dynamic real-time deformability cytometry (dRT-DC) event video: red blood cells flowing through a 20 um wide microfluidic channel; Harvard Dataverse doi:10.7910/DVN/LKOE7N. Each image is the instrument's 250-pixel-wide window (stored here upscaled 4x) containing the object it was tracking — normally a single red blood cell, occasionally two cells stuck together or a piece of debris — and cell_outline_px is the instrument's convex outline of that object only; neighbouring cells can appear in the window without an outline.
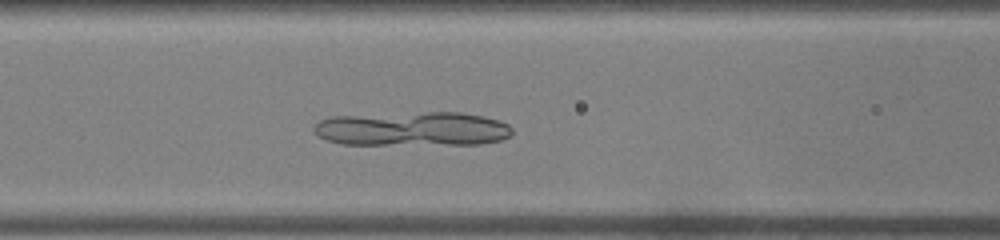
{"species": "common noctule bat (a hibernating species)", "species_latin": "Nyctalus noctula", "temperature_condition": "warm", "stored_images_in_passage": 37, "camera_frame_rate_fps": 3000, "um_per_image_px": 0.085, "animal": {"sex": "male", "body_mass_g": 19.0, "forearm_length_mm": 50.8}, "frame": {"image": 1, "passage_image": 10, "time_ms": 3.0, "image_size_px": [1000, 240], "cell_outline_px": [[512, 136], [500, 140], [480, 144], [340, 144], [328, 140], [320, 136], [312, 128], [320, 120], [332, 116], [428, 112], [460, 112], [484, 116], [508, 124], [512, 128]], "centroid_in_image_um": [35.1, 10.95], "position_along_channel_um": 131.5, "area_um2": 39.48}}
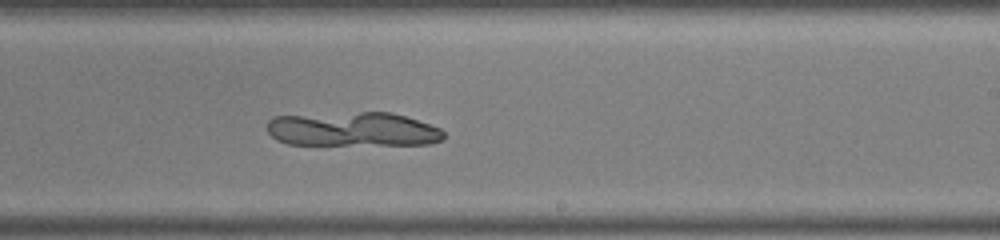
{"frame": {"image": 2, "passage_image": 19, "time_ms": 6.0, "image_size_px": [1000, 240], "cell_outline_px": [[444, 140], [428, 144], [288, 144], [276, 140], [268, 132], [268, 120], [272, 116], [360, 112], [392, 112], [440, 128], [444, 132]], "centroid_in_image_um": [29.98, 10.98], "position_along_channel_um": 259.0, "area_um2": 35.08}}
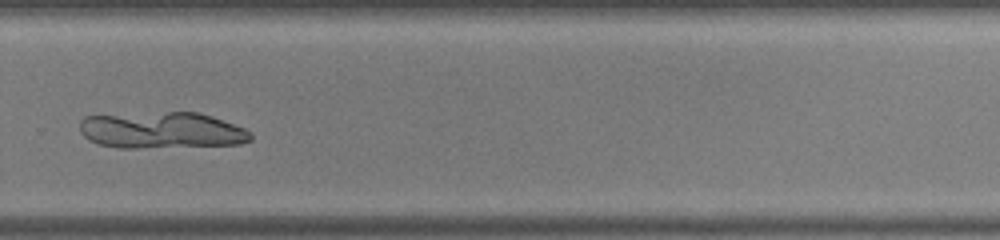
{"frame": {"image": 3, "passage_image": 23, "time_ms": 7.333, "image_size_px": [1000, 240], "cell_outline_px": [[252, 140], [240, 144], [140, 148], [116, 148], [100, 144], [88, 140], [80, 132], [80, 120], [84, 116], [168, 112], [196, 112], [212, 116], [244, 128], [252, 132]], "centroid_in_image_um": [13.74, 11.08], "position_along_channel_um": 316.1, "area_um2": 36.36}}